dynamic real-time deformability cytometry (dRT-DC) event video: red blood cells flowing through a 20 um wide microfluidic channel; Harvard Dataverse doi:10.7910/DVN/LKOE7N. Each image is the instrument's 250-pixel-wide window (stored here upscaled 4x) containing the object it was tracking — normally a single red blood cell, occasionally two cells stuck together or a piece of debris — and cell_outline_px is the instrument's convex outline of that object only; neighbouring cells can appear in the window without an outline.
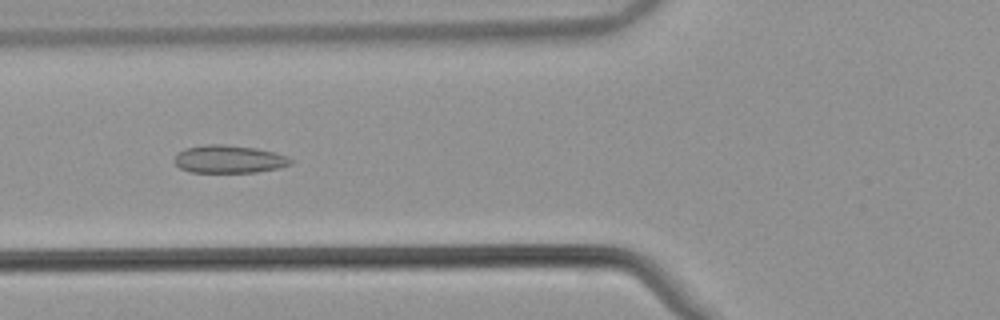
{"species": "common noctule bat (a hibernating species)", "species_latin": "Nyctalus noctula", "temperature_condition": "warm", "stored_images_in_passage": 53, "camera_frame_rate_fps": 3000, "um_per_image_px": 0.085, "animal": {"sex": "male", "body_mass_g": 21.5, "forearm_length_mm": 52.0}, "frame": {"image": 1, "passage_image": 21, "time_ms": 6.667, "image_size_px": [1000, 320], "cell_outline_px": [[292, 164], [280, 168], [256, 172], [192, 172], [180, 168], [172, 160], [176, 152], [184, 148], [208, 144], [224, 144], [256, 148], [272, 152], [284, 156], [292, 160]], "centroid_in_image_um": [19.4, 13.52], "position_along_channel_um": 106.4, "area_um2": 18.9}}
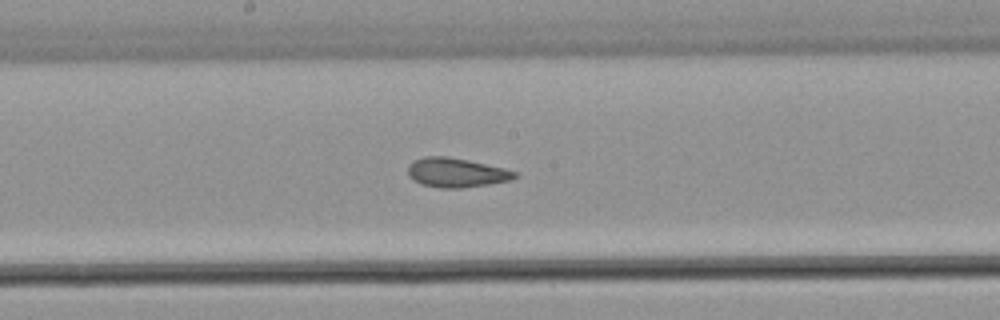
{"frame": {"image": 2, "passage_image": 29, "time_ms": 9.333, "image_size_px": [1000, 320], "cell_outline_px": [[516, 176], [512, 180], [488, 184], [460, 188], [440, 188], [420, 184], [412, 180], [408, 176], [408, 164], [424, 156], [448, 156], [468, 160], [504, 168], [516, 172]], "centroid_in_image_um": [38.74, 14.67], "position_along_channel_um": 209.5, "area_um2": 18.26}}
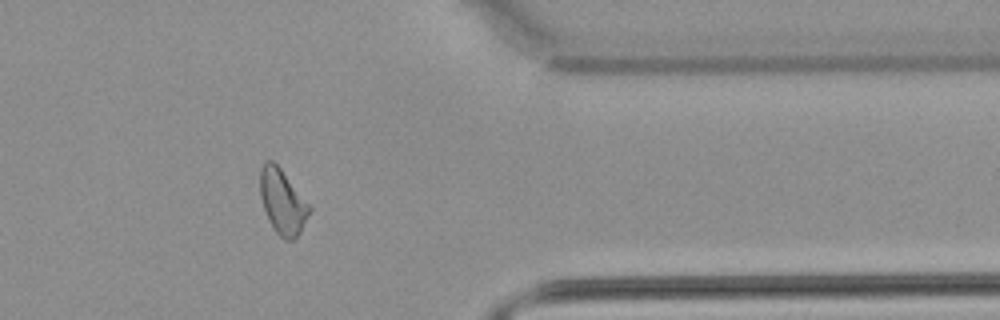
{"frame": {"image": 3, "passage_image": 44, "time_ms": 14.333, "image_size_px": [1000, 320], "cell_outline_px": [[312, 208], [300, 232], [292, 240], [284, 240], [276, 232], [268, 220], [260, 196], [260, 168], [268, 160], [272, 160], [280, 168]], "centroid_in_image_um": [24.0, 17.16], "position_along_channel_um": 387.4, "area_um2": 18.26}, "authors_computed_cell_mechanics": {"area_um2": 19.1896, "velocity_mm_per_s": 3.8634, "shape_relaxation_time_tau1_ms": null, "shape_relaxation_time_tau2_ms": 1.649, "deformation_change_tau1": null, "deformation_change_tau2": 0.0654}}